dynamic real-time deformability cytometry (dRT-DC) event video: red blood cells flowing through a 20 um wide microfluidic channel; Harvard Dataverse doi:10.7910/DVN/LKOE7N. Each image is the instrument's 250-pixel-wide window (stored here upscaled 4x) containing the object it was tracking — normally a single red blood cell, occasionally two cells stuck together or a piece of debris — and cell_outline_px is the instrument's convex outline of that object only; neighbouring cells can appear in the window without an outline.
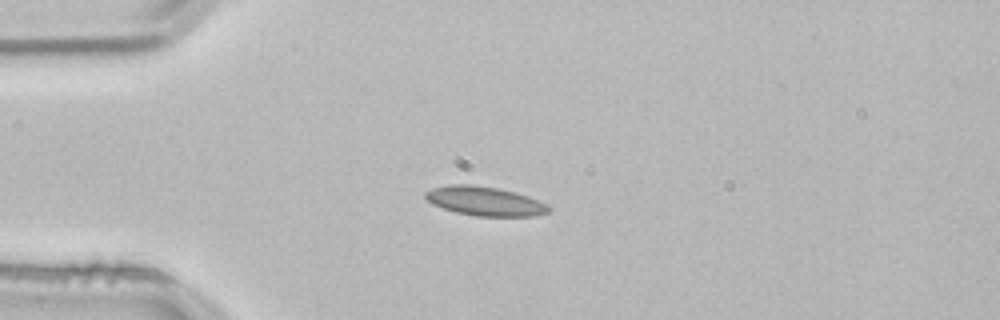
{"species": "common noctule bat (a hibernating species)", "species_latin": "Nyctalus noctula", "temperature_condition": "room temperature", "stored_images_in_passage": 1, "camera_frame_rate_fps": 3000, "um_per_image_px": 0.085, "animal": {"sex": "male", "body_mass_g": 21.5, "forearm_length_mm": 52.0}, "frame": {"image": 1, "passage_image": 1, "time_ms": 0.0, "image_size_px": [1000, 320], "cell_outline_px": [[552, 208], [548, 212], [536, 216], [476, 216], [456, 212], [432, 204], [424, 196], [424, 192], [432, 188], [448, 184], [468, 184], [496, 188], [528, 196], [548, 204]], "centroid_in_image_um": [41.21, 17.1], "position_along_channel_um": 43.8, "area_um2": 20.87}}